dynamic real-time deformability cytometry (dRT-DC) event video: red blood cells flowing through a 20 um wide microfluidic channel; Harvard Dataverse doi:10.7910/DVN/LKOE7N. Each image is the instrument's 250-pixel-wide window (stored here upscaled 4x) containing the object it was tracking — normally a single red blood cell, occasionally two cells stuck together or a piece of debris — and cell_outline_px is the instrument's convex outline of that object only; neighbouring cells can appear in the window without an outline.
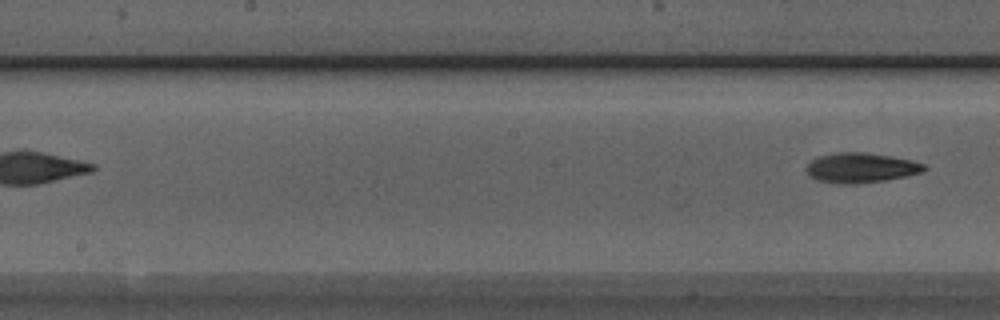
{"species": "Egyptian fruit bat (a non-hibernating species)", "species_latin": "Rousettus aegyptiacus", "temperature_condition": "room temperature", "stored_images_in_passage": 6, "camera_frame_rate_fps": 3000, "um_per_image_px": 0.085, "animal": {"sex": "male"}, "frame": {"image": 1, "passage_image": 6, "time_ms": 1.667, "image_size_px": [1000, 320], "cell_outline_px": [[928, 168], [924, 172], [884, 180], [856, 184], [840, 184], [816, 180], [808, 176], [804, 168], [812, 160], [820, 156], [840, 152], [864, 152], [912, 160], [924, 164]], "centroid_in_image_um": [73.15, 14.27], "position_along_channel_um": 175.0, "area_um2": 20.52}}